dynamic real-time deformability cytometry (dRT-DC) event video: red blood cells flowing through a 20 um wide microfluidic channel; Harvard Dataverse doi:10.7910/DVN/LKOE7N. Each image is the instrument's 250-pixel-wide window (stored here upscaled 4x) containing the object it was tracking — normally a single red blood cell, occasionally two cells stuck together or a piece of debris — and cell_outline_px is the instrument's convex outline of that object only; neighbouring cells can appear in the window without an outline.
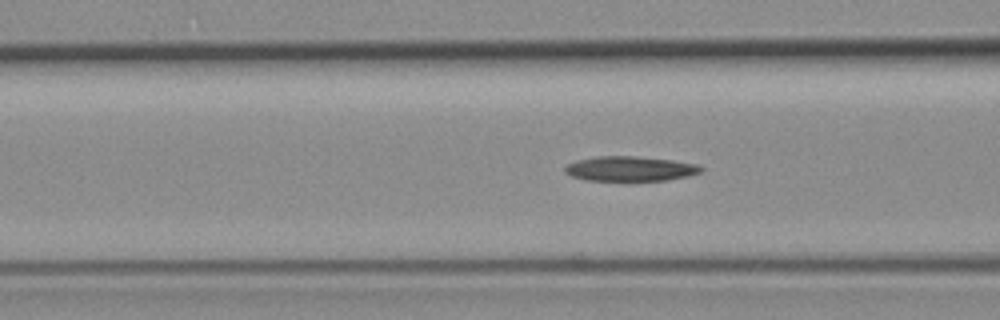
{"species": "common noctule bat (a hibernating species)", "species_latin": "Nyctalus noctula", "temperature_condition": "room temperature", "stored_images_in_passage": 8, "segment_of_instrument_passage": [2, 2], "camera_frame_rate_fps": 3000, "um_per_image_px": 0.085, "animal": {"sex": "female", "body_mass_g": 19.3, "forearm_length_mm": 54.1}, "frame": {"image": 1, "passage_image": 8, "time_ms": 2.333, "image_size_px": [1000, 320], "cell_outline_px": [[704, 168], [700, 172], [688, 176], [668, 180], [628, 184], [584, 180], [572, 176], [564, 172], [564, 168], [568, 164], [576, 160], [600, 156], [636, 156], [672, 160], [696, 164]], "centroid_in_image_um": [53.53, 14.4], "position_along_channel_um": 113.1, "area_um2": 20.75}}